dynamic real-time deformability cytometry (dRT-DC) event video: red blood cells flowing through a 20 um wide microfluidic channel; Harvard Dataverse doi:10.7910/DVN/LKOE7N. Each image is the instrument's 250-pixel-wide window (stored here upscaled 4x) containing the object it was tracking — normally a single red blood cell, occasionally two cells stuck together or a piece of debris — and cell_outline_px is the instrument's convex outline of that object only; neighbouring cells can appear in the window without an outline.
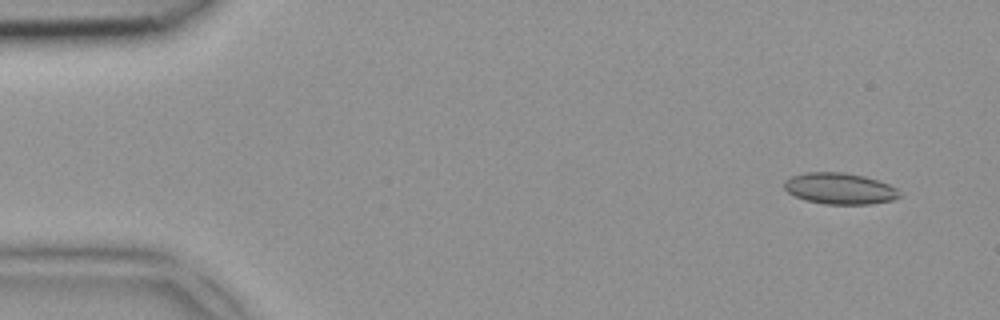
{"species": "common noctule bat (a hibernating species)", "species_latin": "Nyctalus noctula", "temperature_condition": "room temperature", "stored_images_in_passage": 4, "segment_of_instrument_passage": [2, 2], "camera_frame_rate_fps": 3000, "um_per_image_px": 0.085, "animal": {"sex": "female", "body_mass_g": 18.4}, "frame": {"image": 1, "passage_image": 4, "time_ms": 1.0, "image_size_px": [1000, 320], "cell_outline_px": [[904, 196], [892, 200], [872, 204], [824, 204], [804, 200], [788, 192], [784, 188], [784, 180], [792, 176], [804, 172], [844, 172], [864, 176], [888, 184], [896, 188]], "centroid_in_image_um": [71.38, 16.03], "position_along_channel_um": 13.6, "area_um2": 21.15}}